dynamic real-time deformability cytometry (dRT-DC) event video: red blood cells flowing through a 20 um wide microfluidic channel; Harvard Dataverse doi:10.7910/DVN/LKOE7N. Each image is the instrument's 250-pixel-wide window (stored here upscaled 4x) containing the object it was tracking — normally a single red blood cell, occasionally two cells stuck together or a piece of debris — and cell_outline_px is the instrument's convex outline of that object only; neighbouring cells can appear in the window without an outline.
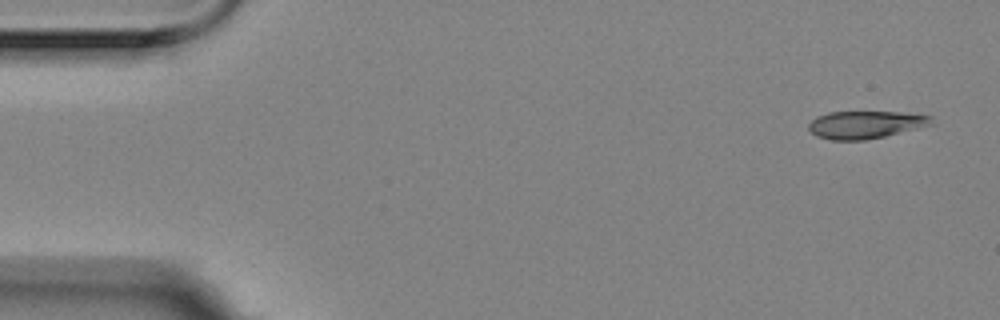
{"species": "Egyptian fruit bat (a non-hibernating species)", "species_latin": "Rousettus aegyptiacus", "temperature_condition": "room temperature", "stored_images_in_passage": 4, "camera_frame_rate_fps": 3000, "um_per_image_px": 0.085, "animal": {"sex": "female"}, "frame": {"image": 1, "passage_image": 1, "time_ms": 0.0, "image_size_px": [1000, 320], "cell_outline_px": [[932, 124], [884, 136], [864, 140], [832, 140], [816, 136], [808, 128], [808, 124], [816, 116], [828, 112], [900, 112], [932, 116]], "centroid_in_image_um": [73.51, 10.59], "position_along_channel_um": 11.5, "area_um2": 19.54}}